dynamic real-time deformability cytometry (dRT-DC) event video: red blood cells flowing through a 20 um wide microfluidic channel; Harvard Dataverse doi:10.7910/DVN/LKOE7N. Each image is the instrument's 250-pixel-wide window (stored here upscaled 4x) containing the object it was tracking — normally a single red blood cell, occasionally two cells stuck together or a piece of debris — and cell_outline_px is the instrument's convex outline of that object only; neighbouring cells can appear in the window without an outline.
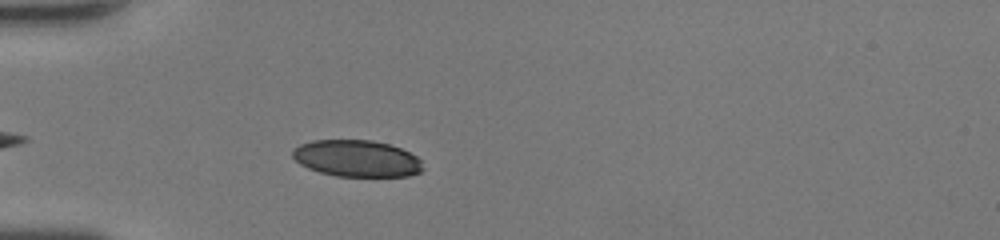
{"species": "human", "species_latin": "Homo sapiens", "temperature_condition": "room temperature", "stored_images_in_passage": 37, "camera_frame_rate_fps": 3000, "um_per_image_px": 0.085, "donor": {"sex": "female"}, "frame": {"image": 1, "passage_image": 4, "time_ms": 1.0, "image_size_px": [1000, 240], "cell_outline_px": [[424, 168], [420, 172], [408, 176], [336, 176], [320, 172], [308, 168], [300, 164], [292, 156], [292, 148], [300, 144], [312, 140], [372, 140], [388, 144], [400, 148], [416, 156], [420, 160]], "centroid_in_image_um": [30.3, 13.46], "position_along_channel_um": 54.7, "area_um2": 27.86}}
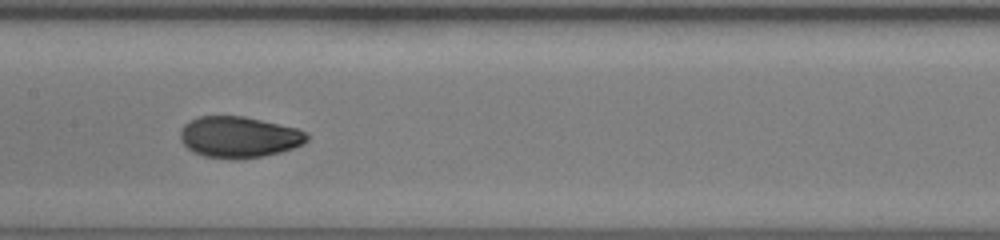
{"frame": {"image": 2, "passage_image": 14, "time_ms": 4.333, "image_size_px": [1000, 240], "cell_outline_px": [[308, 140], [304, 144], [280, 152], [260, 156], [204, 156], [192, 152], [180, 140], [180, 128], [188, 120], [200, 116], [244, 116], [296, 128], [304, 132], [308, 136]], "centroid_in_image_um": [20.28, 11.6], "position_along_channel_um": 187.1, "area_um2": 29.65}}
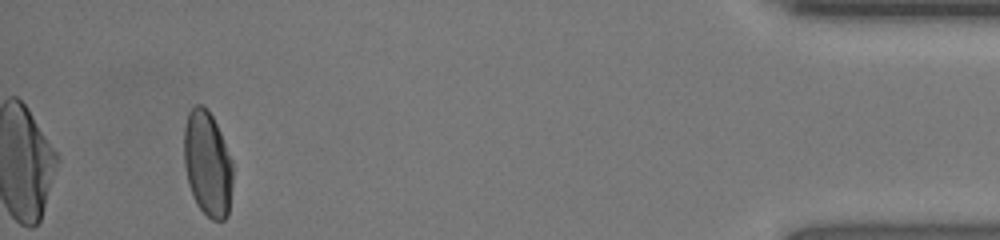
{"frame": {"image": 3, "passage_image": 34, "time_ms": 11.0, "image_size_px": [1000, 240], "cell_outline_px": [[232, 184], [228, 216], [224, 220], [212, 220], [196, 204], [192, 196], [188, 184], [184, 164], [184, 128], [188, 112], [196, 104], [200, 104], [212, 116], [220, 132], [232, 160]], "centroid_in_image_um": [17.63, 13.94], "position_along_channel_um": 417.6, "area_um2": 29.88}, "authors_computed_cell_mechanics": {"area_um2": 29.9404, "velocity_mm_per_s": 4.4259, "shape_relaxation_time_tau1_ms": 4.4265, "shape_relaxation_time_tau2_ms": 0.7297, "deformation_change_tau1": 0.1774, "deformation_change_tau2": 0.0382}}